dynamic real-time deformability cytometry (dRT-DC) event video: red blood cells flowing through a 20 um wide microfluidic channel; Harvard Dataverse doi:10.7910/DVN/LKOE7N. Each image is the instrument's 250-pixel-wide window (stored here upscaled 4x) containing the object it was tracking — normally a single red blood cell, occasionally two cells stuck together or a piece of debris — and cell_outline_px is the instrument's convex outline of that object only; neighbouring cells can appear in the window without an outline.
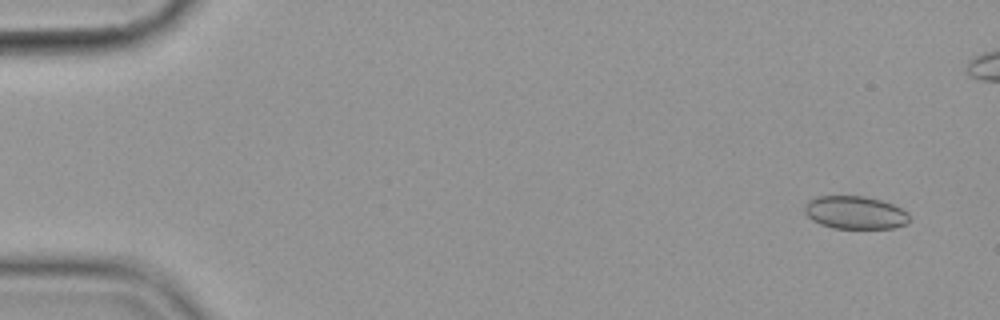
{"species": "common noctule bat (a hibernating species)", "species_latin": "Nyctalus noctula", "temperature_condition": "cold", "stored_images_in_passage": 6, "camera_frame_rate_fps": 3000, "um_per_image_px": 0.085, "animal": {"sex": "female", "body_mass_g": 19.9}, "frame": {"image": 1, "passage_image": 1, "time_ms": 0.0, "image_size_px": [1000, 320], "cell_outline_px": [[908, 224], [892, 228], [832, 228], [820, 224], [812, 220], [804, 212], [804, 204], [808, 200], [816, 196], [864, 196], [880, 200], [892, 204], [908, 212]], "centroid_in_image_um": [72.65, 18.06], "position_along_channel_um": 12.4, "area_um2": 20.17}}
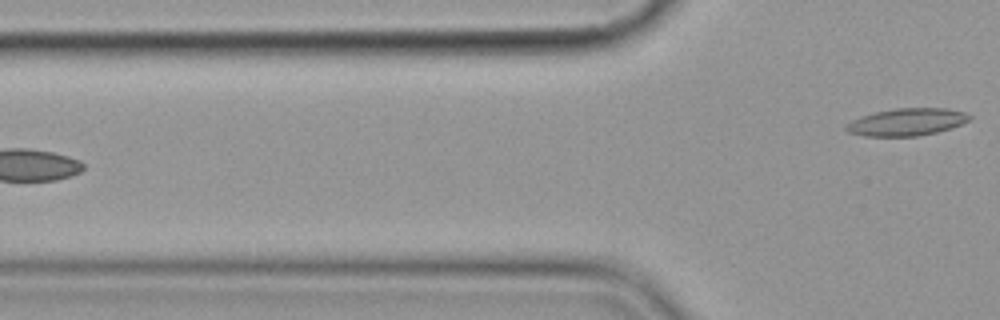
{"frame": {"image": 2, "passage_image": 6, "time_ms": 6.667, "image_size_px": [1000, 320], "cell_outline_px": [[972, 120], [952, 128], [936, 132], [916, 136], [864, 136], [848, 132], [844, 128], [844, 124], [860, 116], [876, 112], [896, 108], [948, 108], [964, 112], [972, 116]], "centroid_in_image_um": [77.09, 10.37], "position_along_channel_um": 48.7, "area_um2": 19.83}}